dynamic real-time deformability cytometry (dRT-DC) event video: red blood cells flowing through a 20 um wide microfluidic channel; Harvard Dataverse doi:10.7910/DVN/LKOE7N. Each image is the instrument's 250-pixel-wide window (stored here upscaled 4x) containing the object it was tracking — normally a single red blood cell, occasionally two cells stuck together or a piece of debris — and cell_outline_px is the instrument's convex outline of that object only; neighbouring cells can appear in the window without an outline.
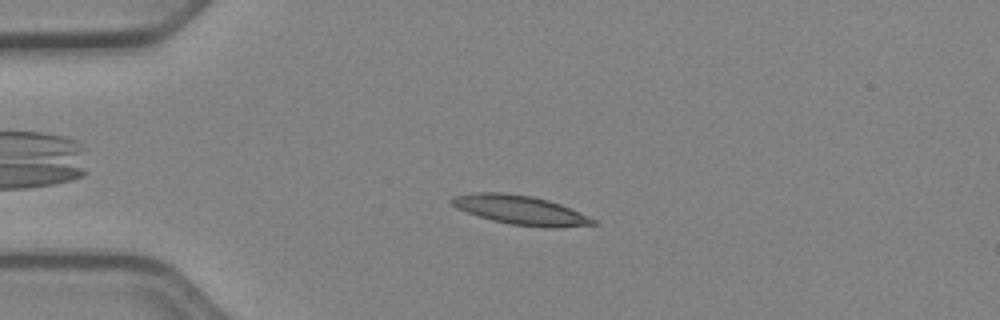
{"species": "Egyptian fruit bat (a non-hibernating species)", "species_latin": "Rousettus aegyptiacus", "temperature_condition": "cold", "stored_images_in_passage": 35, "camera_frame_rate_fps": 3000, "um_per_image_px": 0.085, "animal": {"sex": "female"}, "frame": {"image": 1, "passage_image": 10, "time_ms": 3.0, "image_size_px": [1000, 320], "cell_outline_px": [[600, 224], [552, 228], [544, 228], [512, 224], [492, 220], [456, 208], [448, 200], [452, 196], [476, 192], [504, 192], [532, 196], [548, 200], [560, 204], [596, 220]], "centroid_in_image_um": [44.22, 17.85], "position_along_channel_um": 40.8, "area_um2": 23.93}}
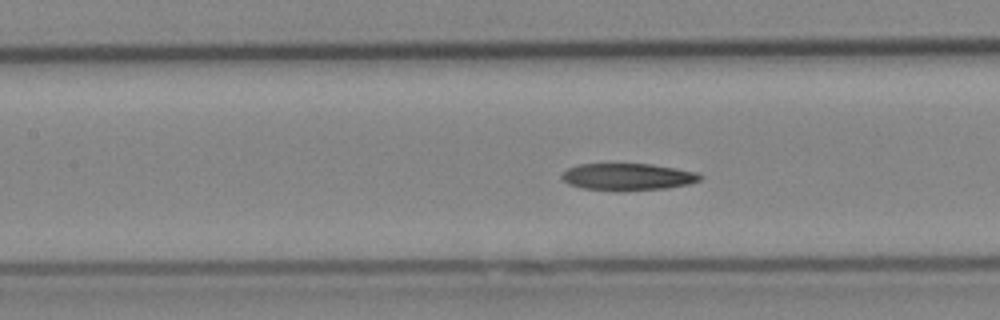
{"frame": {"image": 2, "passage_image": 21, "time_ms": 6.667, "image_size_px": [1000, 320], "cell_outline_px": [[704, 176], [700, 180], [688, 184], [668, 188], [616, 192], [584, 188], [568, 184], [560, 176], [568, 168], [576, 164], [652, 164], [676, 168], [696, 172]], "centroid_in_image_um": [53.36, 15.04], "position_along_channel_um": 154.0, "area_um2": 22.02}}
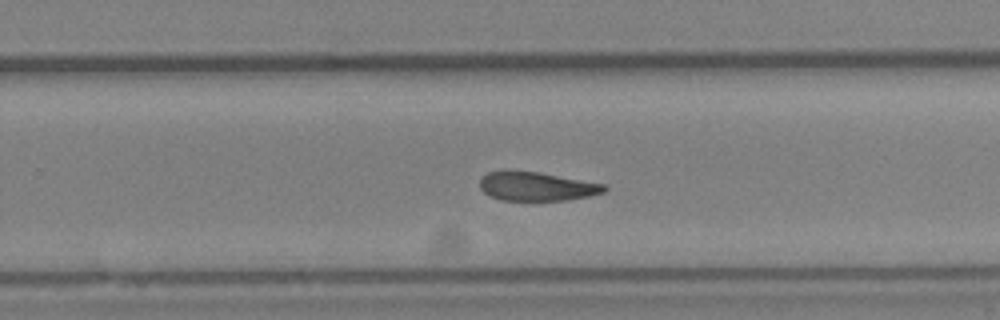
{"frame": {"image": 3, "passage_image": 31, "time_ms": 10.0, "image_size_px": [1000, 320], "cell_outline_px": [[608, 188], [604, 192], [588, 196], [568, 200], [500, 200], [484, 192], [480, 188], [480, 180], [488, 172], [504, 168], [508, 168], [540, 172], [604, 184]], "centroid_in_image_um": [45.57, 15.81], "position_along_channel_um": 284.2, "area_um2": 21.27}}